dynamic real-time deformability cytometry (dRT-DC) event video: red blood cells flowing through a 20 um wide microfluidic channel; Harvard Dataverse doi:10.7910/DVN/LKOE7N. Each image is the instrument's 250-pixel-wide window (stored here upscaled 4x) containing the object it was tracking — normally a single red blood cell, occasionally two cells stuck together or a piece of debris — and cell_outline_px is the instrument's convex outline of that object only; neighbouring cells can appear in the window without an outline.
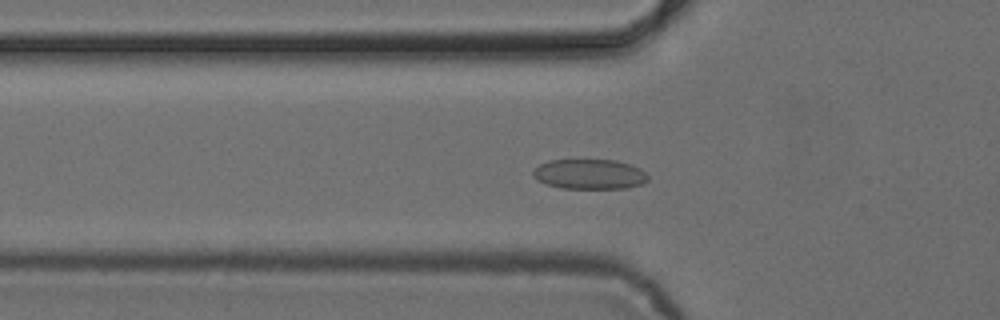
{"species": "common noctule bat (a hibernating species)", "species_latin": "Nyctalus noctula", "temperature_condition": "cold", "stored_images_in_passage": 37, "camera_frame_rate_fps": 3000, "um_per_image_px": 0.085, "animal": {"sex": "female", "body_mass_g": 24.6, "forearm_length_mm": 56.2}, "frame": {"image": 1, "passage_image": 12, "time_ms": 3.667, "image_size_px": [1000, 320], "cell_outline_px": [[648, 180], [640, 184], [628, 188], [560, 188], [548, 184], [532, 176], [532, 172], [540, 164], [548, 160], [616, 160], [632, 164], [640, 168], [648, 176]], "centroid_in_image_um": [50.13, 14.79], "position_along_channel_um": 75.7, "area_um2": 20.0}}
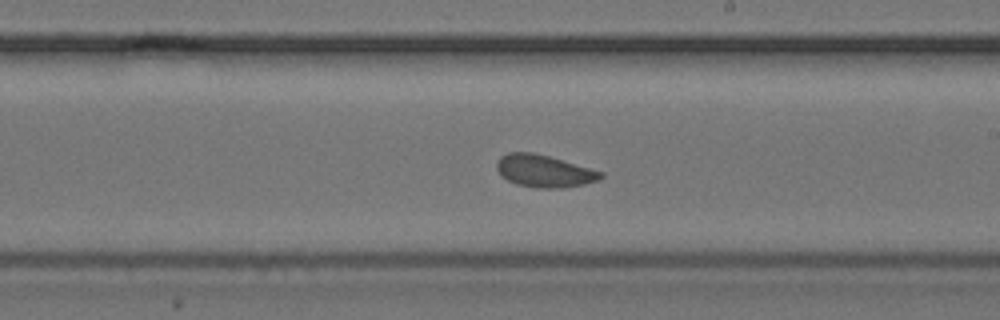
{"frame": {"image": 2, "passage_image": 25, "time_ms": 8.0, "image_size_px": [1000, 320], "cell_outline_px": [[604, 176], [600, 180], [584, 184], [564, 188], [536, 188], [516, 184], [508, 180], [496, 168], [496, 164], [500, 156], [508, 152], [532, 152], [548, 156], [604, 172]], "centroid_in_image_um": [46.27, 14.54], "position_along_channel_um": 242.7, "area_um2": 19.54}}
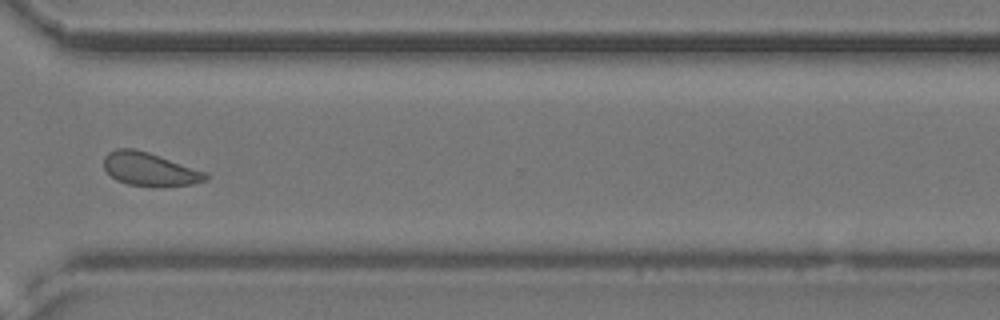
{"frame": {"image": 3, "passage_image": 34, "time_ms": 11.0, "image_size_px": [1000, 320], "cell_outline_px": [[208, 180], [192, 184], [160, 188], [156, 188], [128, 184], [116, 180], [104, 168], [104, 156], [108, 152], [116, 148], [132, 148], [148, 152], [208, 172]], "centroid_in_image_um": [12.75, 14.4], "position_along_channel_um": 357.8, "area_um2": 20.17}, "authors_computed_cell_mechanics": {"area_um2": 19.8832, "velocity_mm_per_s": 3.8368, "shape_relaxation_time_tau1_ms": 5.6396, "shape_relaxation_time_tau2_ms": 1.7517, "deformation_change_tau1": 0.076, "deformation_change_tau2": 0.0761}}